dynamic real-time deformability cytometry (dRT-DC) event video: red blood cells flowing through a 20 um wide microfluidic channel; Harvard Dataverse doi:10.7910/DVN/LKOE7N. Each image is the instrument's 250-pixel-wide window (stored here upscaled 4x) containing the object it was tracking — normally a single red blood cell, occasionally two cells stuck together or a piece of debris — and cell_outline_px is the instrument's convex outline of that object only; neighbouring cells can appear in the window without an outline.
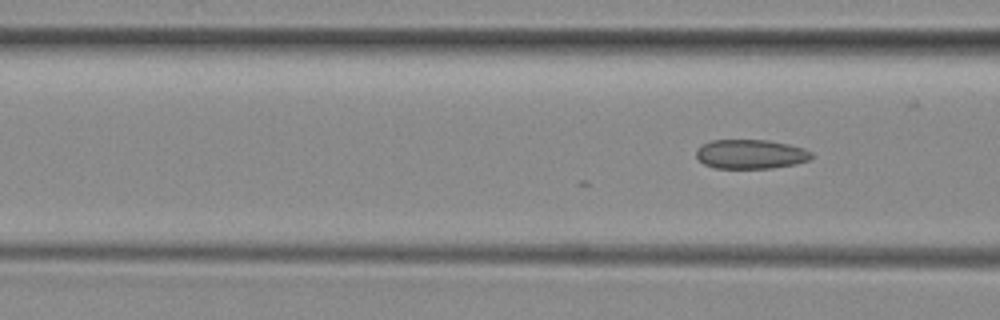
{"species": "common noctule bat (a hibernating species)", "species_latin": "Nyctalus noctula", "temperature_condition": "room temperature", "stored_images_in_passage": 19, "camera_frame_rate_fps": 3000, "um_per_image_px": 0.085, "animal": {"sex": "female", "body_mass_g": 29.2, "forearm_length_mm": 56.3}, "frame": {"image": 1, "passage_image": 19, "time_ms": 6.0, "image_size_px": [1000, 320], "cell_outline_px": [[812, 160], [796, 164], [772, 168], [716, 168], [704, 164], [696, 156], [696, 148], [712, 140], [768, 140], [788, 144], [804, 148], [812, 152]], "centroid_in_image_um": [63.84, 13.1], "position_along_channel_um": 102.8, "area_um2": 19.77}}